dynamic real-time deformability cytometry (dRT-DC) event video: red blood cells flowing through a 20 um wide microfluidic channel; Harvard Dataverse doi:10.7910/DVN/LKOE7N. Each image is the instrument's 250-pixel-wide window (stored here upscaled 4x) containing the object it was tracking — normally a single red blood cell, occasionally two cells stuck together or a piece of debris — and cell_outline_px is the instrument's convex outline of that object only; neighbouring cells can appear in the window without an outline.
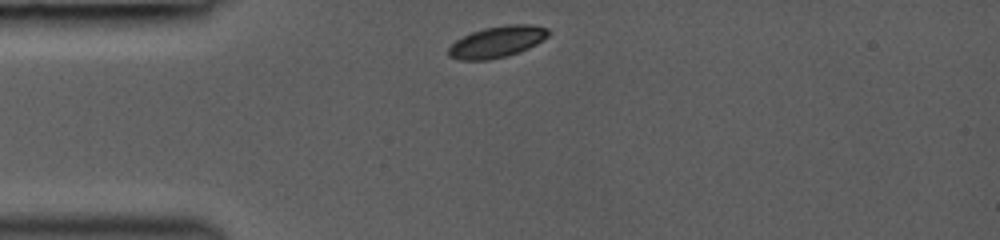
{"species": "common noctule bat (a hibernating species)", "species_latin": "Nyctalus noctula", "temperature_condition": "room temperature", "stored_images_in_passage": 30, "camera_frame_rate_fps": 3000, "um_per_image_px": 0.085, "animal": {"sex": "female", "body_mass_g": 19.0, "forearm_length_mm": 53.3}, "frame": {"image": 1, "passage_image": 1, "time_ms": 0.0, "image_size_px": [1000, 240], "cell_outline_px": [[552, 32], [544, 40], [520, 52], [508, 56], [488, 60], [460, 60], [448, 56], [448, 48], [456, 40], [472, 32], [484, 28], [508, 24], [532, 24], [548, 28]], "centroid_in_image_um": [42.29, 3.55], "position_along_channel_um": 42.7, "area_um2": 18.44}}
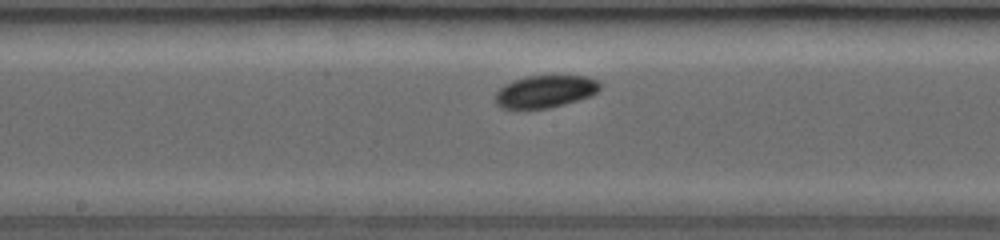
{"frame": {"image": 2, "passage_image": 14, "time_ms": 4.333, "image_size_px": [1000, 240], "cell_outline_px": [[600, 88], [592, 96], [564, 104], [548, 108], [504, 108], [496, 104], [496, 92], [504, 84], [512, 80], [528, 76], [588, 76], [600, 80]], "centroid_in_image_um": [46.38, 7.76], "position_along_channel_um": 201.8, "area_um2": 19.71}}
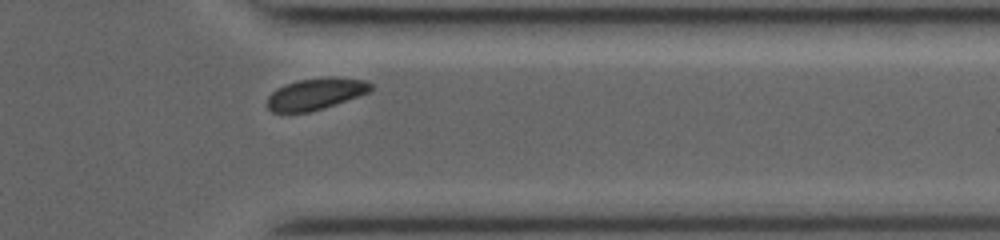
{"frame": {"image": 3, "passage_image": 27, "time_ms": 8.667, "image_size_px": [1000, 240], "cell_outline_px": [[372, 88], [368, 92], [324, 108], [308, 112], [272, 112], [268, 108], [268, 96], [276, 88], [284, 84], [296, 80], [332, 76], [364, 80], [372, 84]], "centroid_in_image_um": [26.8, 7.96], "position_along_channel_um": 384.6, "area_um2": 18.96}}